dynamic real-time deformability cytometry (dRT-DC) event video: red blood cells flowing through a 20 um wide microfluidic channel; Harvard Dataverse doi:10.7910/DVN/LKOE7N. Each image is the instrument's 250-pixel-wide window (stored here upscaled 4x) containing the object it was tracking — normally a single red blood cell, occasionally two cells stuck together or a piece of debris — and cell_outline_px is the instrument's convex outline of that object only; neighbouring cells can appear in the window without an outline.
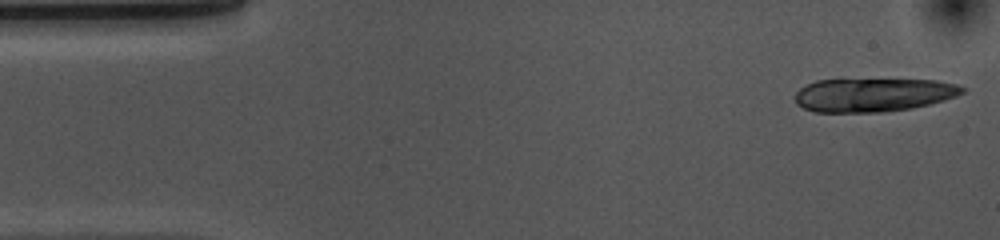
{"species": "common noctule bat (a hibernating species)", "species_latin": "Nyctalus noctula", "temperature_condition": "cold", "stored_images_in_passage": 14, "camera_frame_rate_fps": 3000, "um_per_image_px": 0.085, "animal": {"sex": "female", "body_mass_g": 10.0, "forearm_length_mm": 53.1}, "frame": {"image": 1, "passage_image": 1, "time_ms": 0.0, "image_size_px": [1000, 240], "cell_outline_px": [[964, 92], [956, 96], [944, 100], [912, 108], [880, 112], [812, 112], [796, 104], [796, 92], [800, 88], [816, 80], [936, 80], [956, 84], [964, 88]], "centroid_in_image_um": [74.21, 8.07], "position_along_channel_um": 10.8, "area_um2": 32.43}}